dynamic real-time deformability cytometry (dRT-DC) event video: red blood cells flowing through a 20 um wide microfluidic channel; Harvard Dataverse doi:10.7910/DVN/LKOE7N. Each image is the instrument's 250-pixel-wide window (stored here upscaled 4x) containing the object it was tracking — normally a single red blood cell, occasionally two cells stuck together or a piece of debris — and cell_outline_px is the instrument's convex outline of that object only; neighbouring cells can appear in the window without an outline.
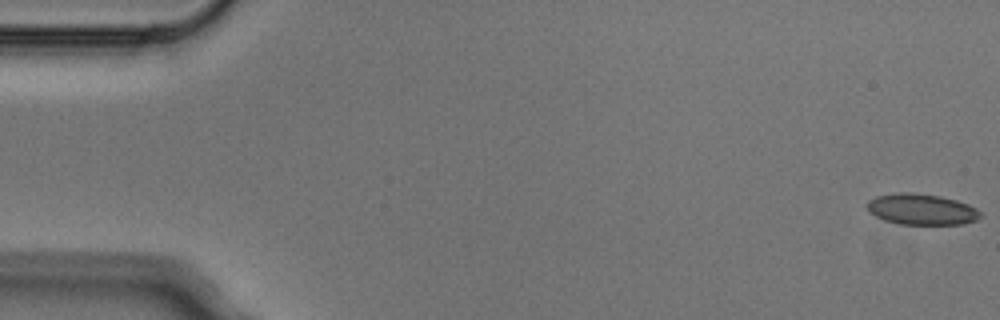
{"species": "Egyptian fruit bat (a non-hibernating species)", "species_latin": "Rousettus aegyptiacus", "temperature_condition": "cold", "stored_images_in_passage": 3, "camera_frame_rate_fps": 3000, "um_per_image_px": 0.085, "animal": {"sex": "male"}, "frame": {"image": 1, "passage_image": 1, "time_ms": 0.0, "image_size_px": [1000, 320], "cell_outline_px": [[984, 216], [976, 220], [964, 224], [900, 224], [884, 220], [876, 216], [868, 208], [868, 200], [876, 196], [896, 192], [912, 192], [940, 196], [956, 200], [968, 204], [976, 208]], "centroid_in_image_um": [78.37, 17.79], "position_along_channel_um": 6.6, "area_um2": 20.46}}